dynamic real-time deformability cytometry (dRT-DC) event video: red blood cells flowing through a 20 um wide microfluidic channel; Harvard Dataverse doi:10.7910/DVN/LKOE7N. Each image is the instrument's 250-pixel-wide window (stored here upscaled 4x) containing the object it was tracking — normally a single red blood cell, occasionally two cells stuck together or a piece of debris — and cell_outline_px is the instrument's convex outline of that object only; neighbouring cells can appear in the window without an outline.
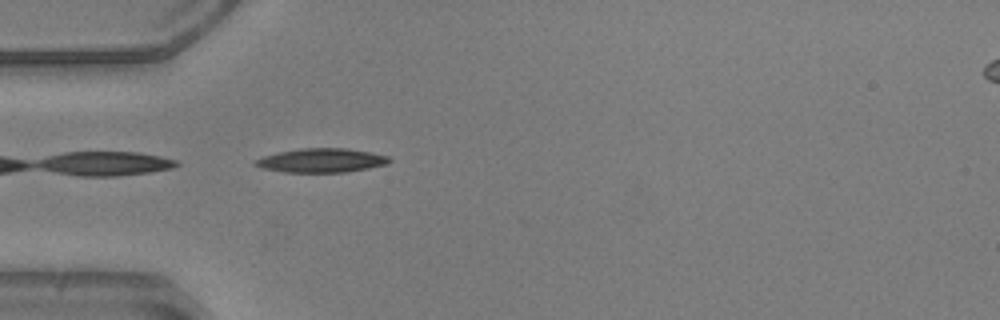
{"species": "common noctule bat (a hibernating species)", "species_latin": "Nyctalus noctula", "temperature_condition": "warm", "stored_images_in_passage": 6, "camera_frame_rate_fps": 3000, "um_per_image_px": 0.085, "animal": {"sex": "male", "body_mass_g": 20.5, "forearm_length_mm": 52.5}, "frame": {"image": 1, "passage_image": 2, "time_ms": 0.333, "image_size_px": [1000, 320], "cell_outline_px": [[392, 160], [388, 164], [368, 168], [344, 172], [284, 172], [260, 168], [252, 164], [256, 160], [264, 156], [280, 152], [304, 148], [344, 148], [368, 152], [388, 156]], "centroid_in_image_um": [27.31, 13.64], "position_along_channel_um": 57.7, "area_um2": 18.55}}